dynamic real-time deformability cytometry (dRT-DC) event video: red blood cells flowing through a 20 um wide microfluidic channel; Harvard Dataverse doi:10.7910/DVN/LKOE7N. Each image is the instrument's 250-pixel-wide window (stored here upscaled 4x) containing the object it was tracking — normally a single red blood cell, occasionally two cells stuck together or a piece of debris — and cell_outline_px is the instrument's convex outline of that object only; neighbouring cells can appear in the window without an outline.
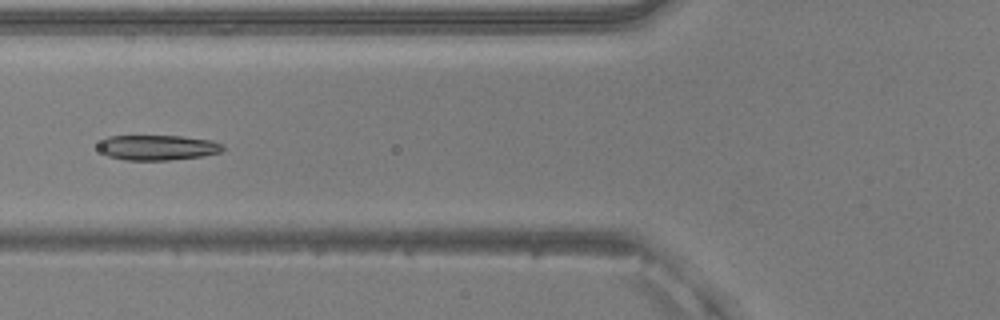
{"species": "common noctule bat (a hibernating species)", "species_latin": "Nyctalus noctula", "temperature_condition": "warm", "stored_images_in_passage": 35, "camera_frame_rate_fps": 3000, "um_per_image_px": 0.085, "animal": {"sex": "male", "body_mass_g": 20.5, "forearm_length_mm": 52.5}, "frame": {"image": 1, "passage_image": 20, "time_ms": 6.333, "image_size_px": [1000, 320], "cell_outline_px": [[224, 148], [220, 152], [200, 156], [168, 160], [128, 160], [108, 156], [100, 148], [100, 144], [108, 136], [180, 136], [212, 140], [224, 144]], "centroid_in_image_um": [13.46, 12.53], "position_along_channel_um": 112.3, "area_um2": 17.92}}